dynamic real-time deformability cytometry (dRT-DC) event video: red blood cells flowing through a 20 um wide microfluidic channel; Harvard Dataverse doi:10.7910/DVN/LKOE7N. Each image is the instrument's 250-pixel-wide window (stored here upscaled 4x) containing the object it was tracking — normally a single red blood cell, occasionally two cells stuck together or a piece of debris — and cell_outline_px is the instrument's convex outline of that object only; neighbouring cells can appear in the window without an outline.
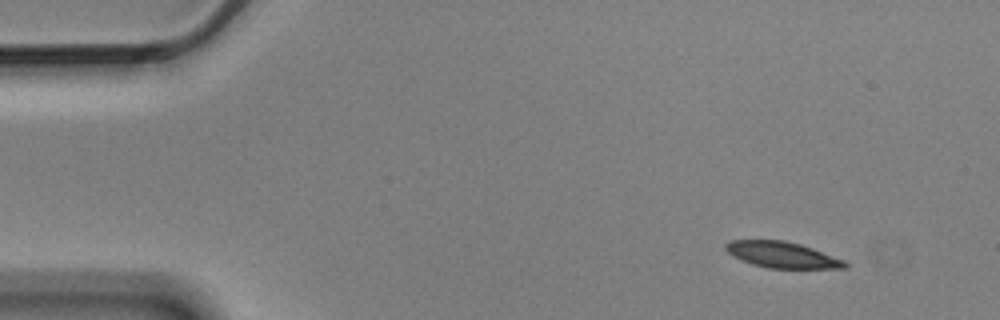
{"species": "Egyptian fruit bat (a non-hibernating species)", "species_latin": "Rousettus aegyptiacus", "temperature_condition": "cold", "stored_images_in_passage": 4, "camera_frame_rate_fps": 3000, "um_per_image_px": 0.085, "animal": {"sex": "male"}, "frame": {"image": 1, "passage_image": 1, "time_ms": 0.0, "image_size_px": [1000, 320], "cell_outline_px": [[848, 268], [768, 268], [752, 264], [732, 256], [724, 248], [724, 244], [732, 240], [784, 240], [800, 244], [812, 248], [844, 260], [848, 264]], "centroid_in_image_um": [66.46, 21.65], "position_along_channel_um": 18.5, "area_um2": 18.03}}
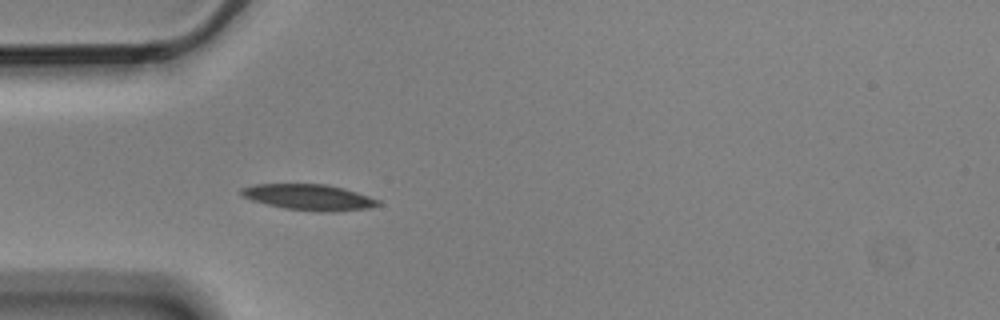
{"frame": {"image": 2, "passage_image": 4, "time_ms": 1.0, "image_size_px": [1000, 320], "cell_outline_px": [[380, 204], [368, 208], [332, 212], [320, 212], [284, 208], [252, 200], [240, 196], [240, 188], [256, 184], [328, 184], [344, 188], [380, 200]], "centroid_in_image_um": [26.24, 16.76], "position_along_channel_um": 58.8, "area_um2": 20.63}}